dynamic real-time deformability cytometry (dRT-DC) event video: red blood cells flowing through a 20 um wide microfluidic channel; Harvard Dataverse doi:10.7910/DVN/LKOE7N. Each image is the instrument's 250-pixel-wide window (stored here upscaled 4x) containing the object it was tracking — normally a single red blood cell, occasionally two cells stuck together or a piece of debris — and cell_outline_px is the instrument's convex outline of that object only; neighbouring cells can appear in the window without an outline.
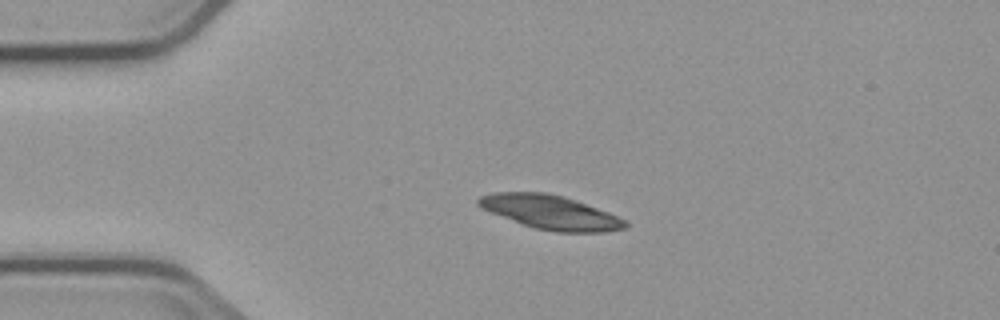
{"species": "common noctule bat (a hibernating species)", "species_latin": "Nyctalus noctula", "temperature_condition": "cold", "stored_images_in_passage": 3, "camera_frame_rate_fps": 3000, "um_per_image_px": 0.085, "animal": {"sex": "male", "body_mass_g": 23.1, "forearm_length_mm": 52.7}, "frame": {"image": 1, "passage_image": 2, "time_ms": 1.333, "image_size_px": [1000, 320], "cell_outline_px": [[628, 224], [624, 228], [604, 232], [556, 232], [536, 228], [524, 224], [492, 212], [476, 204], [476, 200], [480, 196], [492, 192], [544, 192], [564, 196], [576, 200], [608, 212], [628, 220]], "centroid_in_image_um": [46.83, 18.03], "position_along_channel_um": 38.2, "area_um2": 28.78}}